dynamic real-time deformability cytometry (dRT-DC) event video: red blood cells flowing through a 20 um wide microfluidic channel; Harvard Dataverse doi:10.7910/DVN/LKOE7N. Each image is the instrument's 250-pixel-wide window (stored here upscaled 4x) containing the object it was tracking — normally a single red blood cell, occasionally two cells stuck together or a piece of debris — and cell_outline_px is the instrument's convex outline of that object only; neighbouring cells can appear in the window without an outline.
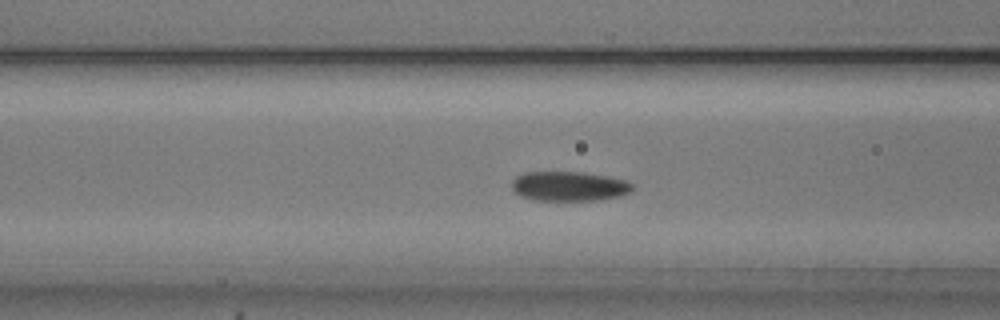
{"species": "common noctule bat (a hibernating species)", "species_latin": "Nyctalus noctula", "temperature_condition": "cold", "stored_images_in_passage": 45, "camera_frame_rate_fps": 3000, "um_per_image_px": 0.085, "animal": {"sex": "male", "body_mass_g": 20.5, "forearm_length_mm": 52.5}, "frame": {"image": 1, "passage_image": 12, "time_ms": 3.667, "image_size_px": [1000, 320], "cell_outline_px": [[636, 184], [628, 192], [620, 196], [596, 200], [532, 200], [520, 196], [512, 188], [512, 180], [516, 176], [524, 172], [584, 172], [608, 176], [628, 180]], "centroid_in_image_um": [48.38, 15.82], "position_along_channel_um": 118.2, "area_um2": 20.98}}
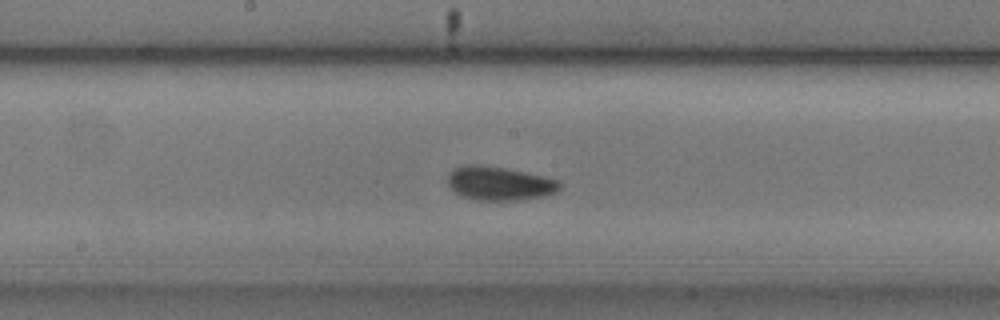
{"frame": {"image": 2, "passage_image": 19, "time_ms": 6.0, "image_size_px": [1000, 320], "cell_outline_px": [[560, 188], [556, 192], [544, 196], [520, 200], [476, 200], [464, 196], [456, 192], [448, 184], [448, 172], [452, 168], [468, 164], [480, 164], [504, 168], [540, 176], [556, 180], [560, 184]], "centroid_in_image_um": [42.4, 15.59], "position_along_channel_um": 205.8, "area_um2": 21.79}}
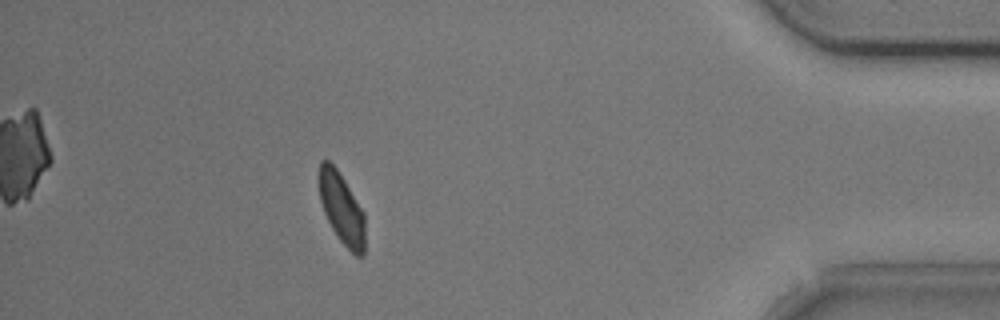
{"frame": {"image": 3, "passage_image": 39, "time_ms": 12.667, "image_size_px": [1000, 320], "cell_outline_px": [[364, 256], [356, 256], [340, 240], [332, 228], [324, 212], [320, 200], [316, 176], [320, 160], [328, 160], [336, 168], [344, 180], [364, 212]], "centroid_in_image_um": [29.0, 17.66], "position_along_channel_um": 406.2, "area_um2": 19.13}, "authors_computed_cell_mechanics": {"area_um2": 20.808, "velocity_mm_per_s": 3.7419, "shape_relaxation_time_tau1_ms": 2.4966, "shape_relaxation_time_tau2_ms": 5.2529, "deformation_change_tau1": 0.0772, "deformation_change_tau2": 0.0654}}